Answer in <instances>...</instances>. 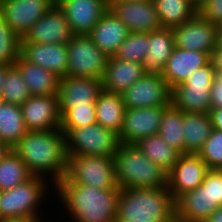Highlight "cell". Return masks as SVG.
<instances>
[{
	"instance_id": "cell-1",
	"label": "cell",
	"mask_w": 222,
	"mask_h": 222,
	"mask_svg": "<svg viewBox=\"0 0 222 222\" xmlns=\"http://www.w3.org/2000/svg\"><path fill=\"white\" fill-rule=\"evenodd\" d=\"M33 176L50 180L54 186L65 176L67 153L60 129L28 131L13 147Z\"/></svg>"
},
{
	"instance_id": "cell-2",
	"label": "cell",
	"mask_w": 222,
	"mask_h": 222,
	"mask_svg": "<svg viewBox=\"0 0 222 222\" xmlns=\"http://www.w3.org/2000/svg\"><path fill=\"white\" fill-rule=\"evenodd\" d=\"M54 193L72 222H115L120 188L98 189L90 185L57 183Z\"/></svg>"
},
{
	"instance_id": "cell-3",
	"label": "cell",
	"mask_w": 222,
	"mask_h": 222,
	"mask_svg": "<svg viewBox=\"0 0 222 222\" xmlns=\"http://www.w3.org/2000/svg\"><path fill=\"white\" fill-rule=\"evenodd\" d=\"M115 222H176V200L167 187L121 189Z\"/></svg>"
},
{
	"instance_id": "cell-4",
	"label": "cell",
	"mask_w": 222,
	"mask_h": 222,
	"mask_svg": "<svg viewBox=\"0 0 222 222\" xmlns=\"http://www.w3.org/2000/svg\"><path fill=\"white\" fill-rule=\"evenodd\" d=\"M114 163L120 189L167 187V172L147 158L135 144L120 143Z\"/></svg>"
},
{
	"instance_id": "cell-5",
	"label": "cell",
	"mask_w": 222,
	"mask_h": 222,
	"mask_svg": "<svg viewBox=\"0 0 222 222\" xmlns=\"http://www.w3.org/2000/svg\"><path fill=\"white\" fill-rule=\"evenodd\" d=\"M51 189L55 187L48 179L32 176L12 189L1 191L0 219L35 217L47 220L42 217L41 204L47 201L45 197Z\"/></svg>"
},
{
	"instance_id": "cell-6",
	"label": "cell",
	"mask_w": 222,
	"mask_h": 222,
	"mask_svg": "<svg viewBox=\"0 0 222 222\" xmlns=\"http://www.w3.org/2000/svg\"><path fill=\"white\" fill-rule=\"evenodd\" d=\"M58 183L85 184L98 189L119 188L114 157L69 155L65 176Z\"/></svg>"
},
{
	"instance_id": "cell-7",
	"label": "cell",
	"mask_w": 222,
	"mask_h": 222,
	"mask_svg": "<svg viewBox=\"0 0 222 222\" xmlns=\"http://www.w3.org/2000/svg\"><path fill=\"white\" fill-rule=\"evenodd\" d=\"M216 75L212 62L195 70L183 83L171 88V104L183 112L209 113Z\"/></svg>"
},
{
	"instance_id": "cell-8",
	"label": "cell",
	"mask_w": 222,
	"mask_h": 222,
	"mask_svg": "<svg viewBox=\"0 0 222 222\" xmlns=\"http://www.w3.org/2000/svg\"><path fill=\"white\" fill-rule=\"evenodd\" d=\"M66 153L69 155H96L114 157L120 141L114 131L98 123L71 129L65 135Z\"/></svg>"
},
{
	"instance_id": "cell-9",
	"label": "cell",
	"mask_w": 222,
	"mask_h": 222,
	"mask_svg": "<svg viewBox=\"0 0 222 222\" xmlns=\"http://www.w3.org/2000/svg\"><path fill=\"white\" fill-rule=\"evenodd\" d=\"M67 76L102 79L108 56L88 35H73L67 43Z\"/></svg>"
},
{
	"instance_id": "cell-10",
	"label": "cell",
	"mask_w": 222,
	"mask_h": 222,
	"mask_svg": "<svg viewBox=\"0 0 222 222\" xmlns=\"http://www.w3.org/2000/svg\"><path fill=\"white\" fill-rule=\"evenodd\" d=\"M220 26L202 18L198 13L182 25L172 28L175 47L209 53L219 43Z\"/></svg>"
},
{
	"instance_id": "cell-11",
	"label": "cell",
	"mask_w": 222,
	"mask_h": 222,
	"mask_svg": "<svg viewBox=\"0 0 222 222\" xmlns=\"http://www.w3.org/2000/svg\"><path fill=\"white\" fill-rule=\"evenodd\" d=\"M121 96L126 109L168 106L171 103V88L161 75L144 74Z\"/></svg>"
},
{
	"instance_id": "cell-12",
	"label": "cell",
	"mask_w": 222,
	"mask_h": 222,
	"mask_svg": "<svg viewBox=\"0 0 222 222\" xmlns=\"http://www.w3.org/2000/svg\"><path fill=\"white\" fill-rule=\"evenodd\" d=\"M55 4L56 0H3L0 14L13 32L22 39Z\"/></svg>"
},
{
	"instance_id": "cell-13",
	"label": "cell",
	"mask_w": 222,
	"mask_h": 222,
	"mask_svg": "<svg viewBox=\"0 0 222 222\" xmlns=\"http://www.w3.org/2000/svg\"><path fill=\"white\" fill-rule=\"evenodd\" d=\"M165 107L167 106L126 109L118 135L120 143L136 144L143 138L158 134Z\"/></svg>"
},
{
	"instance_id": "cell-14",
	"label": "cell",
	"mask_w": 222,
	"mask_h": 222,
	"mask_svg": "<svg viewBox=\"0 0 222 222\" xmlns=\"http://www.w3.org/2000/svg\"><path fill=\"white\" fill-rule=\"evenodd\" d=\"M21 109L28 131L56 130L61 127L58 94L31 95Z\"/></svg>"
},
{
	"instance_id": "cell-15",
	"label": "cell",
	"mask_w": 222,
	"mask_h": 222,
	"mask_svg": "<svg viewBox=\"0 0 222 222\" xmlns=\"http://www.w3.org/2000/svg\"><path fill=\"white\" fill-rule=\"evenodd\" d=\"M208 170L206 163L197 154H182L167 173V188L177 200L184 193L200 186Z\"/></svg>"
},
{
	"instance_id": "cell-16",
	"label": "cell",
	"mask_w": 222,
	"mask_h": 222,
	"mask_svg": "<svg viewBox=\"0 0 222 222\" xmlns=\"http://www.w3.org/2000/svg\"><path fill=\"white\" fill-rule=\"evenodd\" d=\"M73 35H88L108 11L105 0H56Z\"/></svg>"
},
{
	"instance_id": "cell-17",
	"label": "cell",
	"mask_w": 222,
	"mask_h": 222,
	"mask_svg": "<svg viewBox=\"0 0 222 222\" xmlns=\"http://www.w3.org/2000/svg\"><path fill=\"white\" fill-rule=\"evenodd\" d=\"M109 10L130 32H152L162 28L153 0L107 3Z\"/></svg>"
},
{
	"instance_id": "cell-18",
	"label": "cell",
	"mask_w": 222,
	"mask_h": 222,
	"mask_svg": "<svg viewBox=\"0 0 222 222\" xmlns=\"http://www.w3.org/2000/svg\"><path fill=\"white\" fill-rule=\"evenodd\" d=\"M72 37L73 33L66 16L55 4L29 29L21 42L67 44Z\"/></svg>"
},
{
	"instance_id": "cell-19",
	"label": "cell",
	"mask_w": 222,
	"mask_h": 222,
	"mask_svg": "<svg viewBox=\"0 0 222 222\" xmlns=\"http://www.w3.org/2000/svg\"><path fill=\"white\" fill-rule=\"evenodd\" d=\"M102 91L101 79L62 77L58 87L59 107H81L95 104Z\"/></svg>"
},
{
	"instance_id": "cell-20",
	"label": "cell",
	"mask_w": 222,
	"mask_h": 222,
	"mask_svg": "<svg viewBox=\"0 0 222 222\" xmlns=\"http://www.w3.org/2000/svg\"><path fill=\"white\" fill-rule=\"evenodd\" d=\"M20 55L29 63L47 69L60 78L67 76V44L21 42Z\"/></svg>"
},
{
	"instance_id": "cell-21",
	"label": "cell",
	"mask_w": 222,
	"mask_h": 222,
	"mask_svg": "<svg viewBox=\"0 0 222 222\" xmlns=\"http://www.w3.org/2000/svg\"><path fill=\"white\" fill-rule=\"evenodd\" d=\"M210 62L211 55L209 53L175 47L161 76L172 88L183 83L195 70L205 67Z\"/></svg>"
},
{
	"instance_id": "cell-22",
	"label": "cell",
	"mask_w": 222,
	"mask_h": 222,
	"mask_svg": "<svg viewBox=\"0 0 222 222\" xmlns=\"http://www.w3.org/2000/svg\"><path fill=\"white\" fill-rule=\"evenodd\" d=\"M218 207L207 186L201 184L176 200V222H204Z\"/></svg>"
},
{
	"instance_id": "cell-23",
	"label": "cell",
	"mask_w": 222,
	"mask_h": 222,
	"mask_svg": "<svg viewBox=\"0 0 222 222\" xmlns=\"http://www.w3.org/2000/svg\"><path fill=\"white\" fill-rule=\"evenodd\" d=\"M130 31L109 9L88 34L92 42L111 57L126 40Z\"/></svg>"
},
{
	"instance_id": "cell-24",
	"label": "cell",
	"mask_w": 222,
	"mask_h": 222,
	"mask_svg": "<svg viewBox=\"0 0 222 222\" xmlns=\"http://www.w3.org/2000/svg\"><path fill=\"white\" fill-rule=\"evenodd\" d=\"M141 63L108 58L102 76V89L106 92L122 94L128 87L144 75Z\"/></svg>"
},
{
	"instance_id": "cell-25",
	"label": "cell",
	"mask_w": 222,
	"mask_h": 222,
	"mask_svg": "<svg viewBox=\"0 0 222 222\" xmlns=\"http://www.w3.org/2000/svg\"><path fill=\"white\" fill-rule=\"evenodd\" d=\"M174 48L175 42L172 28L162 27L149 32V50L142 62L144 73L162 75Z\"/></svg>"
},
{
	"instance_id": "cell-26",
	"label": "cell",
	"mask_w": 222,
	"mask_h": 222,
	"mask_svg": "<svg viewBox=\"0 0 222 222\" xmlns=\"http://www.w3.org/2000/svg\"><path fill=\"white\" fill-rule=\"evenodd\" d=\"M14 65L19 69L31 95L58 94L60 77L55 73L29 63L21 55Z\"/></svg>"
},
{
	"instance_id": "cell-27",
	"label": "cell",
	"mask_w": 222,
	"mask_h": 222,
	"mask_svg": "<svg viewBox=\"0 0 222 222\" xmlns=\"http://www.w3.org/2000/svg\"><path fill=\"white\" fill-rule=\"evenodd\" d=\"M185 154H198L213 130L209 113L184 112Z\"/></svg>"
},
{
	"instance_id": "cell-28",
	"label": "cell",
	"mask_w": 222,
	"mask_h": 222,
	"mask_svg": "<svg viewBox=\"0 0 222 222\" xmlns=\"http://www.w3.org/2000/svg\"><path fill=\"white\" fill-rule=\"evenodd\" d=\"M97 123L120 134L126 107L121 94L102 91L95 102Z\"/></svg>"
},
{
	"instance_id": "cell-29",
	"label": "cell",
	"mask_w": 222,
	"mask_h": 222,
	"mask_svg": "<svg viewBox=\"0 0 222 222\" xmlns=\"http://www.w3.org/2000/svg\"><path fill=\"white\" fill-rule=\"evenodd\" d=\"M27 132L21 106L3 102L0 105V140L13 149Z\"/></svg>"
},
{
	"instance_id": "cell-30",
	"label": "cell",
	"mask_w": 222,
	"mask_h": 222,
	"mask_svg": "<svg viewBox=\"0 0 222 222\" xmlns=\"http://www.w3.org/2000/svg\"><path fill=\"white\" fill-rule=\"evenodd\" d=\"M135 145L147 158L167 173L174 167L182 155L179 151L168 145L159 134H153L143 138Z\"/></svg>"
},
{
	"instance_id": "cell-31",
	"label": "cell",
	"mask_w": 222,
	"mask_h": 222,
	"mask_svg": "<svg viewBox=\"0 0 222 222\" xmlns=\"http://www.w3.org/2000/svg\"><path fill=\"white\" fill-rule=\"evenodd\" d=\"M161 26L173 28L182 25L197 14L192 0H153Z\"/></svg>"
},
{
	"instance_id": "cell-32",
	"label": "cell",
	"mask_w": 222,
	"mask_h": 222,
	"mask_svg": "<svg viewBox=\"0 0 222 222\" xmlns=\"http://www.w3.org/2000/svg\"><path fill=\"white\" fill-rule=\"evenodd\" d=\"M183 115V111L170 103L164 109L158 133L168 145L179 151L181 154H185V135L182 130Z\"/></svg>"
},
{
	"instance_id": "cell-33",
	"label": "cell",
	"mask_w": 222,
	"mask_h": 222,
	"mask_svg": "<svg viewBox=\"0 0 222 222\" xmlns=\"http://www.w3.org/2000/svg\"><path fill=\"white\" fill-rule=\"evenodd\" d=\"M32 176L25 163L12 149L0 162V191L12 189Z\"/></svg>"
},
{
	"instance_id": "cell-34",
	"label": "cell",
	"mask_w": 222,
	"mask_h": 222,
	"mask_svg": "<svg viewBox=\"0 0 222 222\" xmlns=\"http://www.w3.org/2000/svg\"><path fill=\"white\" fill-rule=\"evenodd\" d=\"M148 45L149 33L130 32L113 57L124 61L142 64L149 50Z\"/></svg>"
},
{
	"instance_id": "cell-35",
	"label": "cell",
	"mask_w": 222,
	"mask_h": 222,
	"mask_svg": "<svg viewBox=\"0 0 222 222\" xmlns=\"http://www.w3.org/2000/svg\"><path fill=\"white\" fill-rule=\"evenodd\" d=\"M1 92L4 102L21 106L30 96L27 84L15 65L8 66Z\"/></svg>"
},
{
	"instance_id": "cell-36",
	"label": "cell",
	"mask_w": 222,
	"mask_h": 222,
	"mask_svg": "<svg viewBox=\"0 0 222 222\" xmlns=\"http://www.w3.org/2000/svg\"><path fill=\"white\" fill-rule=\"evenodd\" d=\"M61 114L60 130L66 135L71 129L97 123L95 104L81 107H59Z\"/></svg>"
},
{
	"instance_id": "cell-37",
	"label": "cell",
	"mask_w": 222,
	"mask_h": 222,
	"mask_svg": "<svg viewBox=\"0 0 222 222\" xmlns=\"http://www.w3.org/2000/svg\"><path fill=\"white\" fill-rule=\"evenodd\" d=\"M21 51L19 38L0 14V63L11 66L18 60Z\"/></svg>"
},
{
	"instance_id": "cell-38",
	"label": "cell",
	"mask_w": 222,
	"mask_h": 222,
	"mask_svg": "<svg viewBox=\"0 0 222 222\" xmlns=\"http://www.w3.org/2000/svg\"><path fill=\"white\" fill-rule=\"evenodd\" d=\"M197 155L209 169L222 170V131L213 128L211 135Z\"/></svg>"
},
{
	"instance_id": "cell-39",
	"label": "cell",
	"mask_w": 222,
	"mask_h": 222,
	"mask_svg": "<svg viewBox=\"0 0 222 222\" xmlns=\"http://www.w3.org/2000/svg\"><path fill=\"white\" fill-rule=\"evenodd\" d=\"M197 13L202 18L222 26V0H202L197 6Z\"/></svg>"
},
{
	"instance_id": "cell-40",
	"label": "cell",
	"mask_w": 222,
	"mask_h": 222,
	"mask_svg": "<svg viewBox=\"0 0 222 222\" xmlns=\"http://www.w3.org/2000/svg\"><path fill=\"white\" fill-rule=\"evenodd\" d=\"M202 184L207 186L212 200L222 206V170L209 169Z\"/></svg>"
},
{
	"instance_id": "cell-41",
	"label": "cell",
	"mask_w": 222,
	"mask_h": 222,
	"mask_svg": "<svg viewBox=\"0 0 222 222\" xmlns=\"http://www.w3.org/2000/svg\"><path fill=\"white\" fill-rule=\"evenodd\" d=\"M212 108L222 107V76L216 75L211 87Z\"/></svg>"
},
{
	"instance_id": "cell-42",
	"label": "cell",
	"mask_w": 222,
	"mask_h": 222,
	"mask_svg": "<svg viewBox=\"0 0 222 222\" xmlns=\"http://www.w3.org/2000/svg\"><path fill=\"white\" fill-rule=\"evenodd\" d=\"M211 62L217 75L222 76V45L218 43L211 55Z\"/></svg>"
},
{
	"instance_id": "cell-43",
	"label": "cell",
	"mask_w": 222,
	"mask_h": 222,
	"mask_svg": "<svg viewBox=\"0 0 222 222\" xmlns=\"http://www.w3.org/2000/svg\"><path fill=\"white\" fill-rule=\"evenodd\" d=\"M213 128L222 131V107L212 108L209 112Z\"/></svg>"
},
{
	"instance_id": "cell-44",
	"label": "cell",
	"mask_w": 222,
	"mask_h": 222,
	"mask_svg": "<svg viewBox=\"0 0 222 222\" xmlns=\"http://www.w3.org/2000/svg\"><path fill=\"white\" fill-rule=\"evenodd\" d=\"M204 222H222V206H219Z\"/></svg>"
},
{
	"instance_id": "cell-45",
	"label": "cell",
	"mask_w": 222,
	"mask_h": 222,
	"mask_svg": "<svg viewBox=\"0 0 222 222\" xmlns=\"http://www.w3.org/2000/svg\"><path fill=\"white\" fill-rule=\"evenodd\" d=\"M42 221L43 219L35 217L0 219V222H42Z\"/></svg>"
},
{
	"instance_id": "cell-46",
	"label": "cell",
	"mask_w": 222,
	"mask_h": 222,
	"mask_svg": "<svg viewBox=\"0 0 222 222\" xmlns=\"http://www.w3.org/2000/svg\"><path fill=\"white\" fill-rule=\"evenodd\" d=\"M12 150V148L5 142L0 140V162Z\"/></svg>"
},
{
	"instance_id": "cell-47",
	"label": "cell",
	"mask_w": 222,
	"mask_h": 222,
	"mask_svg": "<svg viewBox=\"0 0 222 222\" xmlns=\"http://www.w3.org/2000/svg\"><path fill=\"white\" fill-rule=\"evenodd\" d=\"M7 70H8V65L0 63V90L2 89L3 81L5 79Z\"/></svg>"
},
{
	"instance_id": "cell-48",
	"label": "cell",
	"mask_w": 222,
	"mask_h": 222,
	"mask_svg": "<svg viewBox=\"0 0 222 222\" xmlns=\"http://www.w3.org/2000/svg\"><path fill=\"white\" fill-rule=\"evenodd\" d=\"M131 1H149V0H107V3H121V2H131Z\"/></svg>"
},
{
	"instance_id": "cell-49",
	"label": "cell",
	"mask_w": 222,
	"mask_h": 222,
	"mask_svg": "<svg viewBox=\"0 0 222 222\" xmlns=\"http://www.w3.org/2000/svg\"><path fill=\"white\" fill-rule=\"evenodd\" d=\"M219 43L222 45V26L219 28Z\"/></svg>"
},
{
	"instance_id": "cell-50",
	"label": "cell",
	"mask_w": 222,
	"mask_h": 222,
	"mask_svg": "<svg viewBox=\"0 0 222 222\" xmlns=\"http://www.w3.org/2000/svg\"><path fill=\"white\" fill-rule=\"evenodd\" d=\"M4 102L3 94L0 90V105Z\"/></svg>"
},
{
	"instance_id": "cell-51",
	"label": "cell",
	"mask_w": 222,
	"mask_h": 222,
	"mask_svg": "<svg viewBox=\"0 0 222 222\" xmlns=\"http://www.w3.org/2000/svg\"><path fill=\"white\" fill-rule=\"evenodd\" d=\"M202 0H196V5L198 6L199 2H201Z\"/></svg>"
},
{
	"instance_id": "cell-52",
	"label": "cell",
	"mask_w": 222,
	"mask_h": 222,
	"mask_svg": "<svg viewBox=\"0 0 222 222\" xmlns=\"http://www.w3.org/2000/svg\"><path fill=\"white\" fill-rule=\"evenodd\" d=\"M2 2H3V0H0V10L2 8Z\"/></svg>"
}]
</instances>
